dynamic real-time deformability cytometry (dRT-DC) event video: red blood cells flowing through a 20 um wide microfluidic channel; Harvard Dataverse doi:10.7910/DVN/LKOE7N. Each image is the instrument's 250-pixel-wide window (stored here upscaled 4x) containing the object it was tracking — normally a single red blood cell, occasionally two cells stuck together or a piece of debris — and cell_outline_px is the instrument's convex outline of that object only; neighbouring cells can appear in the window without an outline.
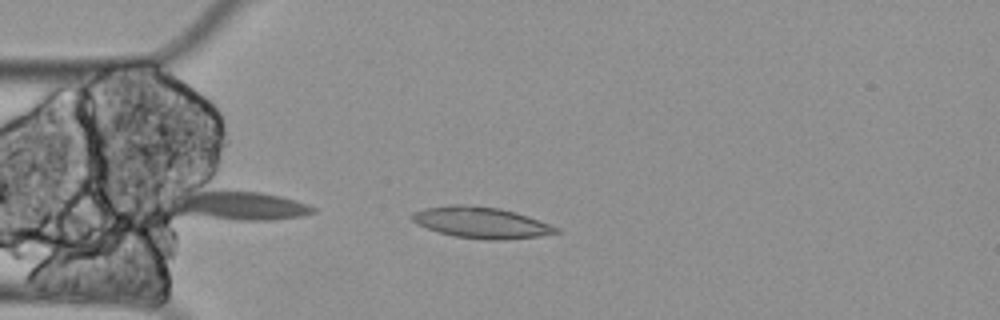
{"species": "Egyptian fruit bat (a non-hibernating species)", "species_latin": "Rousettus aegyptiacus", "temperature_condition": "cold", "stored_images_in_passage": 7, "segment_of_instrument_passage": [1, 2], "camera_frame_rate_fps": 3000, "um_per_image_px": 0.085, "animal": {"sex": "female"}, "frame": {"image": 1, "passage_image": 2, "time_ms": 0.333, "image_size_px": [1000, 320], "cell_outline_px": [[560, 232], [540, 236], [500, 240], [488, 240], [456, 236], [440, 232], [416, 224], [408, 216], [412, 212], [424, 208], [448, 204], [464, 204], [500, 208], [516, 212], [528, 216], [560, 228]], "centroid_in_image_um": [40.87, 18.9], "position_along_channel_um": 44.1, "area_um2": 26.3}}
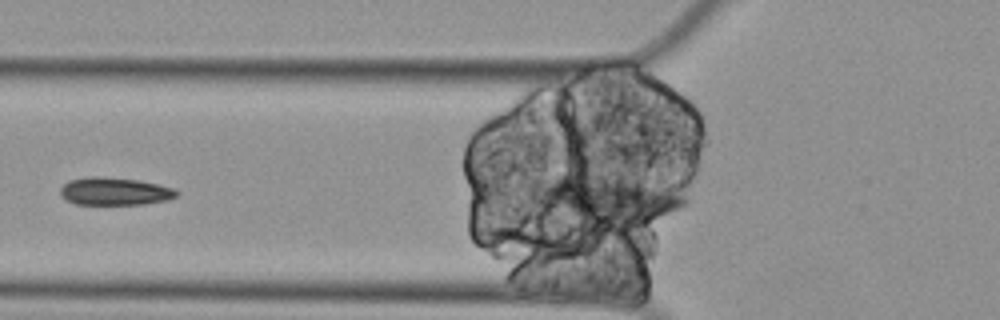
{"frame": {"image": 2, "passage_image": 6, "time_ms": 1.667, "image_size_px": [1000, 320], "cell_outline_px": [[180, 192], [176, 196], [168, 200], [144, 204], [76, 204], [60, 196], [60, 188], [68, 180], [92, 176], [100, 176], [140, 180], [160, 184], [172, 188]], "centroid_in_image_um": [9.76, 16.25], "position_along_channel_um": 116.0, "area_um2": 18.9}}